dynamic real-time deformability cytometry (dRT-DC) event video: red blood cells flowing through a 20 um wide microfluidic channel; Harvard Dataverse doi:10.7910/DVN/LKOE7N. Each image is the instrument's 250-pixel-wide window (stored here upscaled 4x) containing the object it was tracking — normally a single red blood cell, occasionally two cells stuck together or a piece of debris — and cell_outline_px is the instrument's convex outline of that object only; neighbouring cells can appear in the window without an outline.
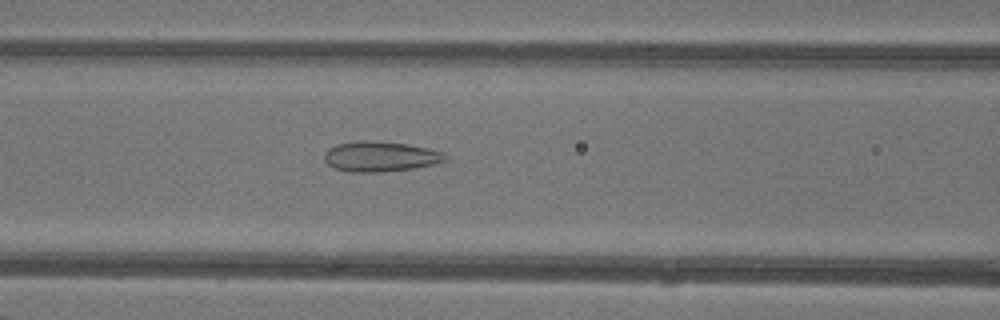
{"species": "common noctule bat (a hibernating species)", "species_latin": "Nyctalus noctula", "temperature_condition": "warm", "stored_images_in_passage": 32, "camera_frame_rate_fps": 3000, "um_per_image_px": 0.085, "animal": {"sex": "female"}, "frame": {"image": 1, "passage_image": 13, "time_ms": 4.0, "image_size_px": [1000, 320], "cell_outline_px": [[448, 156], [444, 160], [436, 164], [412, 168], [384, 172], [348, 172], [336, 168], [328, 164], [324, 160], [324, 152], [328, 148], [336, 144], [360, 140], [372, 140], [408, 144], [428, 148], [444, 152]], "centroid_in_image_um": [32.32, 13.29], "position_along_channel_um": 134.3, "area_um2": 21.5}}
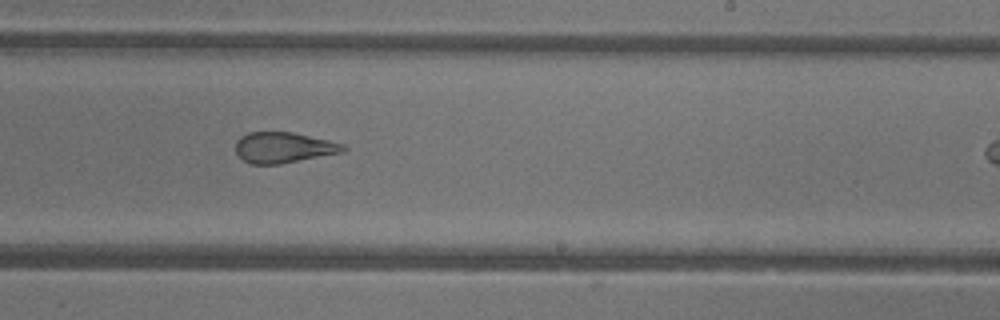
{"frame": {"image": 2, "passage_image": 22, "time_ms": 7.0, "image_size_px": [1000, 320], "cell_outline_px": [[348, 148], [340, 152], [280, 164], [252, 164], [244, 160], [236, 152], [236, 140], [240, 136], [248, 132], [292, 132], [328, 140], [344, 144]], "centroid_in_image_um": [24.07, 12.53], "position_along_channel_um": 264.9, "area_um2": 19.02}}
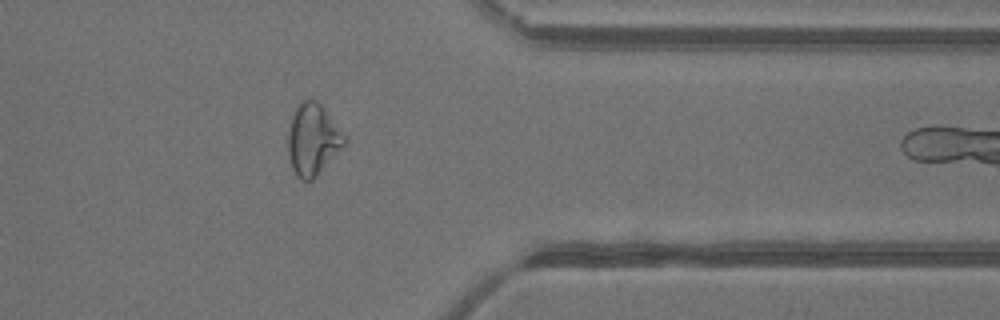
{"frame": {"image": 3, "passage_image": 31, "time_ms": 10.0, "image_size_px": [1000, 320], "cell_outline_px": [[348, 140], [316, 176], [308, 184], [300, 180], [296, 176], [292, 168], [288, 156], [288, 132], [292, 116], [300, 100], [304, 96], [316, 100], [320, 104]], "centroid_in_image_um": [26.54, 11.86], "position_along_channel_um": 384.9, "area_um2": 23.47}}